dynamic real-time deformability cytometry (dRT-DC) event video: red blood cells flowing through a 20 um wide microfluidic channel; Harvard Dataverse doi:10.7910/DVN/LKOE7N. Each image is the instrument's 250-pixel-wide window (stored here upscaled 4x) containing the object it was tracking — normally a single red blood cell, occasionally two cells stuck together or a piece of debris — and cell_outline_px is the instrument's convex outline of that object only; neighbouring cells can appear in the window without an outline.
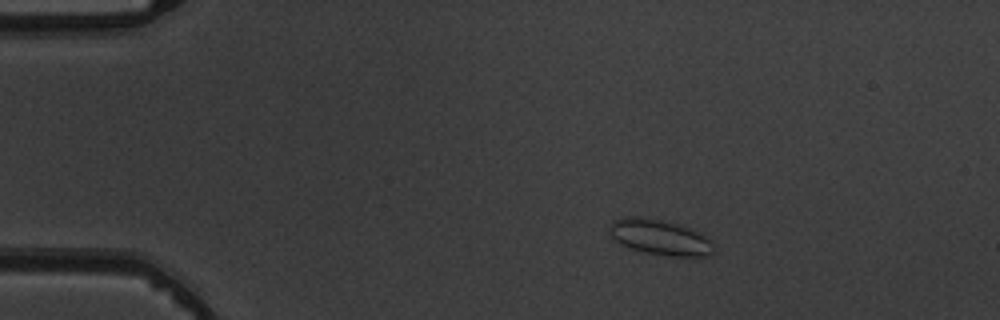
{"species": "common noctule bat (a hibernating species)", "species_latin": "Nyctalus noctula", "temperature_condition": "warm", "stored_images_in_passage": 4, "camera_frame_rate_fps": 3000, "um_per_image_px": 0.085, "animal": {"sex": "male", "body_mass_g": 19.5, "forearm_length_mm": 54.6}, "frame": {"image": 1, "passage_image": 1, "time_ms": 0.0, "image_size_px": [1000, 320], "cell_outline_px": [[716, 252], [712, 256], [668, 256], [644, 252], [620, 244], [612, 236], [608, 228], [612, 220], [628, 216], [632, 216], [660, 220], [676, 224], [704, 232], [712, 240]], "centroid_in_image_um": [56.17, 20.18], "position_along_channel_um": 28.8, "area_um2": 21.79}}
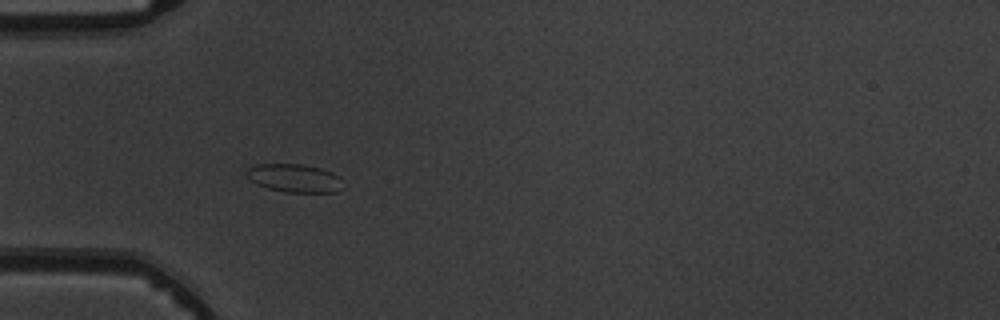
{"frame": {"image": 2, "passage_image": 3, "time_ms": 2.333, "image_size_px": [1000, 320], "cell_outline_px": [[344, 188], [336, 192], [284, 192], [268, 188], [256, 184], [244, 176], [244, 172], [248, 168], [256, 164], [304, 164], [320, 168], [332, 172], [340, 176]], "centroid_in_image_um": [25.02, 15.14], "position_along_channel_um": 60.0, "area_um2": 16.18}}
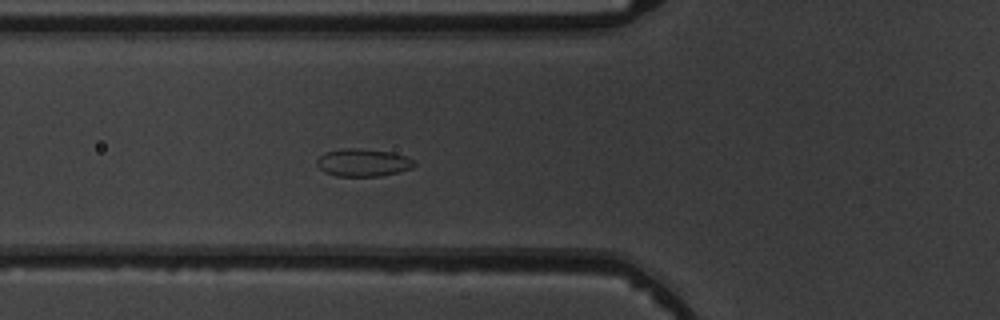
{"frame": {"image": 3, "passage_image": 4, "time_ms": 3.333, "image_size_px": [1000, 320], "cell_outline_px": [[416, 164], [412, 168], [400, 172], [380, 176], [336, 176], [324, 172], [316, 164], [316, 160], [324, 152], [340, 148], [360, 148], [392, 152], [416, 160]], "centroid_in_image_um": [30.86, 13.81], "position_along_channel_um": 94.9, "area_um2": 15.95}}